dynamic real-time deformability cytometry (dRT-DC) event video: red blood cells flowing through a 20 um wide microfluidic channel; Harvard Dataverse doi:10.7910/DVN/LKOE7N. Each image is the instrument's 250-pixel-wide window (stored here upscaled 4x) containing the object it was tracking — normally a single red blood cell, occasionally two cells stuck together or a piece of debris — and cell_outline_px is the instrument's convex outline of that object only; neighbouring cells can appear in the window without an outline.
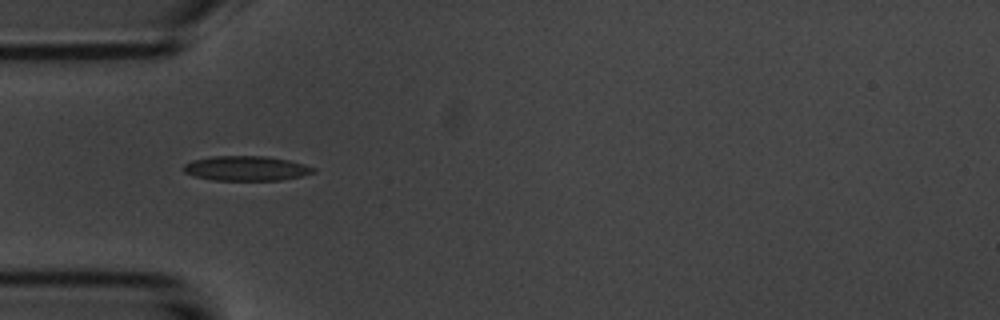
{"species": "common noctule bat (a hibernating species)", "species_latin": "Nyctalus noctula", "temperature_condition": "room temperature", "stored_images_in_passage": 13, "camera_frame_rate_fps": 3000, "um_per_image_px": 0.085, "animal": {"sex": "male", "body_mass_g": 20.1, "forearm_length_mm": 53.5}, "frame": {"image": 1, "passage_image": 3, "time_ms": 3.333, "image_size_px": [1000, 320], "cell_outline_px": [[316, 172], [300, 176], [280, 180], [212, 180], [196, 176], [184, 172], [180, 168], [184, 164], [192, 160], [212, 156], [268, 156], [288, 160], [304, 164], [316, 168]], "centroid_in_image_um": [20.91, 14.3], "position_along_channel_um": 64.1, "area_um2": 18.79}}
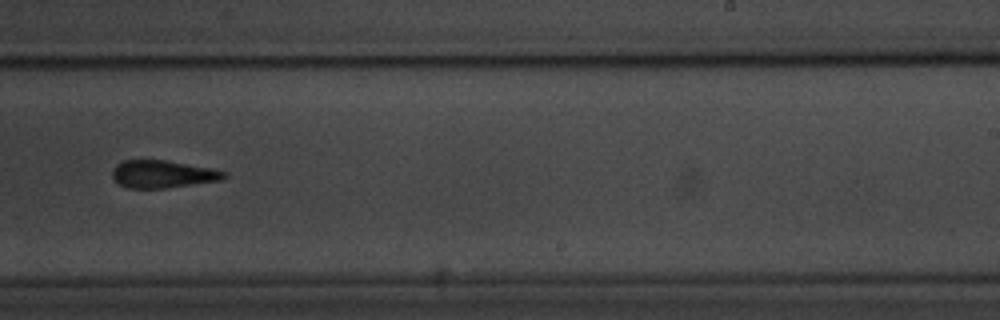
{"frame": {"image": 2, "passage_image": 8, "time_ms": 9.0, "image_size_px": [1000, 320], "cell_outline_px": [[228, 176], [220, 180], [168, 188], [128, 188], [120, 184], [112, 176], [112, 168], [116, 164], [124, 160], [164, 160], [212, 168], [228, 172]], "centroid_in_image_um": [13.84, 14.8], "position_along_channel_um": 275.2, "area_um2": 17.98}}
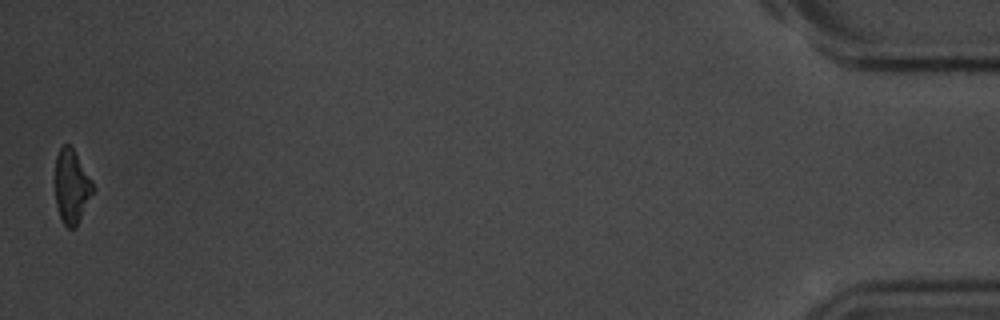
{"frame": {"image": 3, "passage_image": 13, "time_ms": 15.667, "image_size_px": [1000, 320], "cell_outline_px": [[96, 188], [76, 228], [68, 228], [64, 224], [60, 216], [56, 204], [56, 156], [60, 148], [64, 144], [68, 144], [72, 148], [92, 180]], "centroid_in_image_um": [6.12, 15.88], "position_along_channel_um": 429.1, "area_um2": 16.18}, "authors_computed_cell_mechanics": {"area_um2": 18.3226, "velocity_mm_per_s": 3.7321, "shape_relaxation_time_tau1_ms": null, "shape_relaxation_time_tau2_ms": 3.2383, "deformation_change_tau1": null, "deformation_change_tau2": 0.1031}}